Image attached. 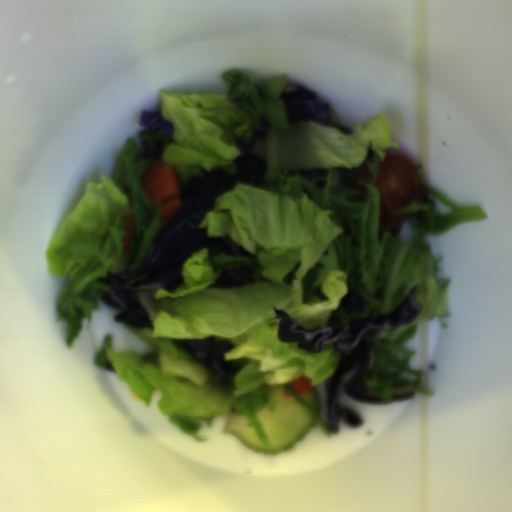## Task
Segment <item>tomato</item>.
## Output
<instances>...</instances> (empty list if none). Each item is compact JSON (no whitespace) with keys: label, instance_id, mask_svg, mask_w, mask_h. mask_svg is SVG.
<instances>
[{"label":"tomato","instance_id":"tomato-1","mask_svg":"<svg viewBox=\"0 0 512 512\" xmlns=\"http://www.w3.org/2000/svg\"><path fill=\"white\" fill-rule=\"evenodd\" d=\"M379 194V232L397 231L401 223L411 218L410 213L391 215V210L403 208L420 199L422 183L413 163L396 154L385 155L375 177Z\"/></svg>","mask_w":512,"mask_h":512},{"label":"tomato","instance_id":"tomato-2","mask_svg":"<svg viewBox=\"0 0 512 512\" xmlns=\"http://www.w3.org/2000/svg\"><path fill=\"white\" fill-rule=\"evenodd\" d=\"M359 176L361 179H363L365 181V179H371V172L370 170L366 167V168H363L359 173Z\"/></svg>","mask_w":512,"mask_h":512},{"label":"tomato","instance_id":"tomato-3","mask_svg":"<svg viewBox=\"0 0 512 512\" xmlns=\"http://www.w3.org/2000/svg\"><path fill=\"white\" fill-rule=\"evenodd\" d=\"M353 186H354V189H357V190H359V191H361L363 193L366 192V190H365V188H364V186L362 184H358L357 183V184H353Z\"/></svg>","mask_w":512,"mask_h":512},{"label":"tomato","instance_id":"tomato-4","mask_svg":"<svg viewBox=\"0 0 512 512\" xmlns=\"http://www.w3.org/2000/svg\"><path fill=\"white\" fill-rule=\"evenodd\" d=\"M356 197L357 200H361V201H364L366 200V198H364L363 196H360V195H354Z\"/></svg>","mask_w":512,"mask_h":512}]
</instances>
